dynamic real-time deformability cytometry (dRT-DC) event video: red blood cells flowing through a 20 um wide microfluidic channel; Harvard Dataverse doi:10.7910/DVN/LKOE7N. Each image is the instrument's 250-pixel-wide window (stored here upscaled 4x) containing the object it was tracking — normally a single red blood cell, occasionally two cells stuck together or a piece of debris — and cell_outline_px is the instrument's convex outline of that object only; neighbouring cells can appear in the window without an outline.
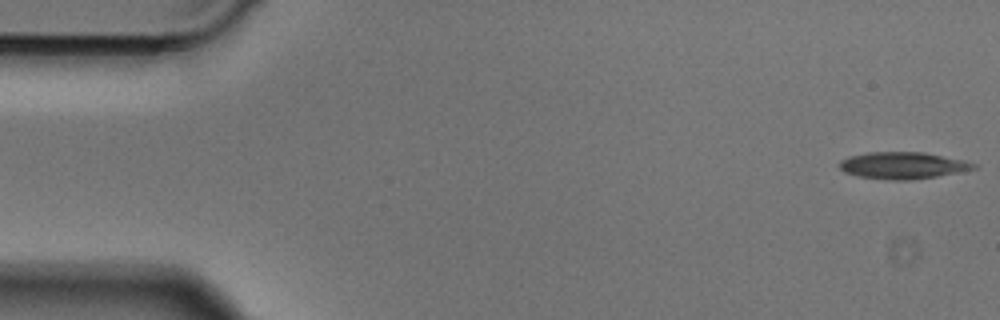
{"species": "Egyptian fruit bat (a non-hibernating species)", "species_latin": "Rousettus aegyptiacus", "temperature_condition": "cold", "stored_images_in_passage": 49, "camera_frame_rate_fps": 3000, "um_per_image_px": 0.085, "animal": {"sex": "male"}, "frame": {"image": 1, "passage_image": 1, "time_ms": 0.0, "image_size_px": [1000, 320], "cell_outline_px": [[980, 168], [936, 176], [908, 180], [892, 180], [860, 176], [844, 172], [840, 168], [840, 160], [848, 156], [868, 152], [924, 152], [964, 160], [976, 164]], "centroid_in_image_um": [76.75, 14.05], "position_along_channel_um": 8.3, "area_um2": 20.87}}
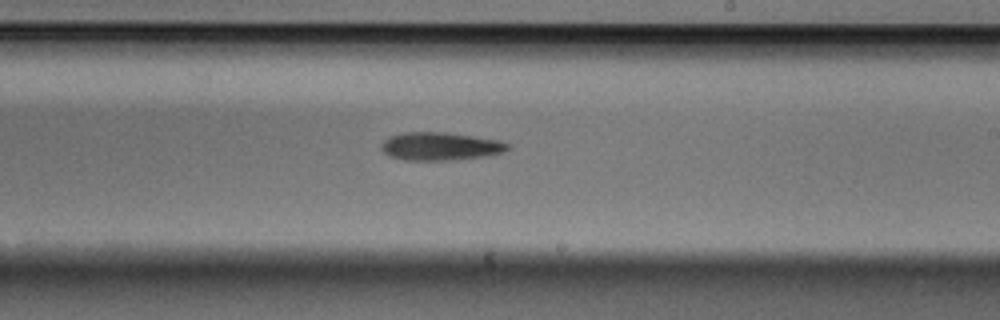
{"frame": {"image": 2, "passage_image": 28, "time_ms": 9.0, "image_size_px": [1000, 320], "cell_outline_px": [[512, 148], [504, 152], [484, 156], [456, 160], [404, 160], [388, 156], [380, 148], [380, 144], [388, 136], [404, 132], [444, 132], [500, 140], [512, 144]], "centroid_in_image_um": [37.43, 12.44], "position_along_channel_um": 251.6, "area_um2": 20.98}}
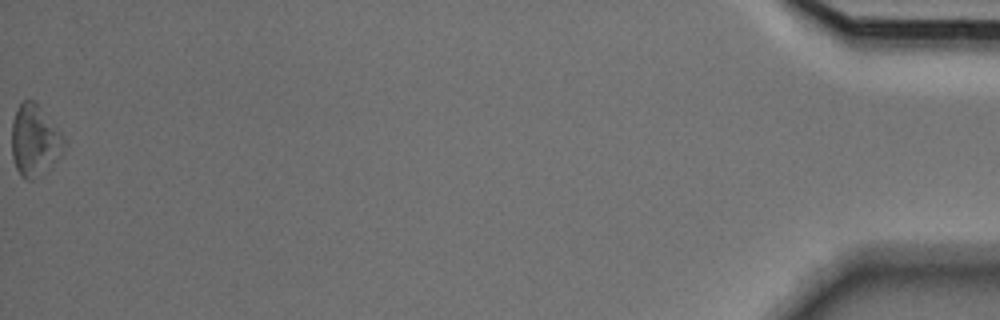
{"frame": {"image": 3, "passage_image": 49, "time_ms": 16.0, "image_size_px": [1000, 320], "cell_outline_px": [[64, 152], [60, 156], [32, 180], [24, 180], [20, 176], [16, 168], [12, 156], [12, 120], [16, 108], [24, 100], [36, 100], [64, 136]], "centroid_in_image_um": [2.93, 11.9], "position_along_channel_um": 432.3, "area_um2": 21.79}}